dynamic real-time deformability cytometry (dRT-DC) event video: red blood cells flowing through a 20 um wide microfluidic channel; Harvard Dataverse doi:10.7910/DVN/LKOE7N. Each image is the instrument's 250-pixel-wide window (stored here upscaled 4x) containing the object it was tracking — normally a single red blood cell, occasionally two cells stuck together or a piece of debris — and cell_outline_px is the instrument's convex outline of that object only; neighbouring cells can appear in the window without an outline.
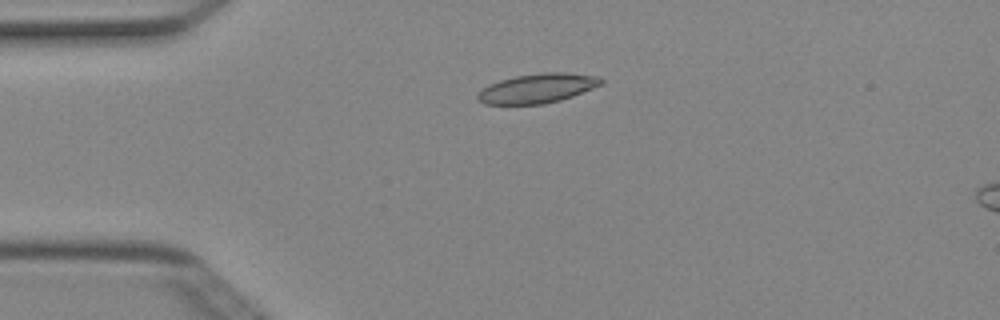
{"species": "Egyptian fruit bat (a non-hibernating species)", "species_latin": "Rousettus aegyptiacus", "temperature_condition": "cold", "stored_images_in_passage": 7, "camera_frame_rate_fps": 3000, "um_per_image_px": 0.085, "animal": {"sex": "female"}, "frame": {"image": 1, "passage_image": 4, "time_ms": 1.0, "image_size_px": [1000, 320], "cell_outline_px": [[604, 84], [572, 96], [560, 100], [544, 104], [484, 104], [476, 100], [476, 96], [488, 84], [500, 80], [516, 76], [540, 72], [564, 72], [600, 76], [604, 80]], "centroid_in_image_um": [45.71, 7.5], "position_along_channel_um": 39.3, "area_um2": 21.33}}
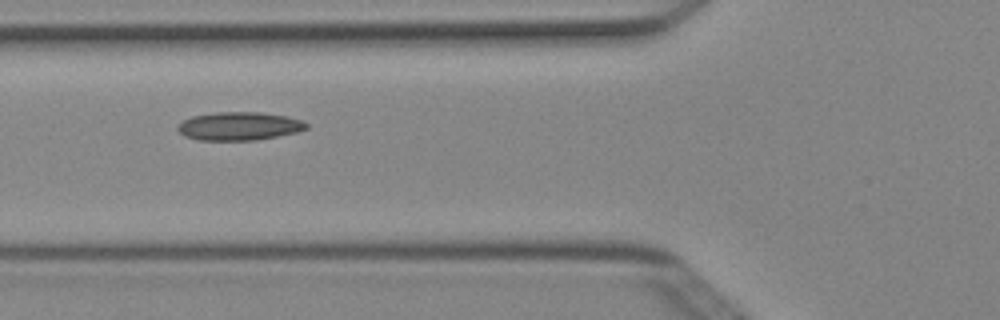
{"frame": {"image": 2, "passage_image": 6, "time_ms": 1.667, "image_size_px": [1000, 320], "cell_outline_px": [[308, 128], [296, 132], [256, 140], [200, 140], [184, 136], [176, 128], [184, 120], [192, 116], [216, 112], [260, 112], [284, 116], [300, 120], [308, 124]], "centroid_in_image_um": [20.31, 10.72], "position_along_channel_um": 105.5, "area_um2": 20.98}}
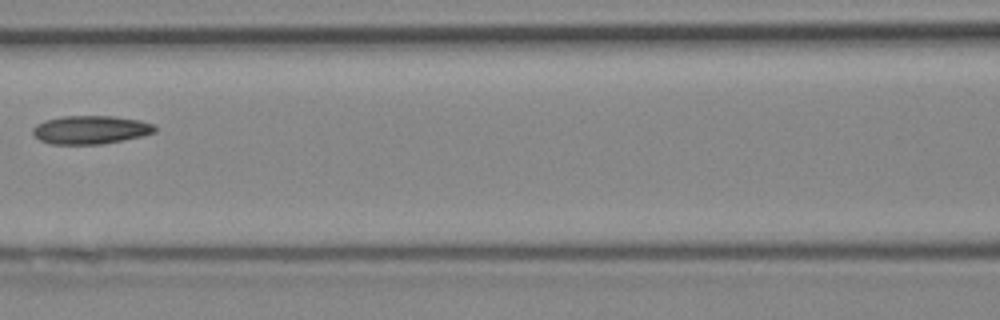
{"frame": {"image": 3, "passage_image": 7, "time_ms": 2.0, "image_size_px": [1000, 320], "cell_outline_px": [[156, 132], [144, 136], [104, 144], [52, 144], [40, 140], [32, 132], [32, 128], [36, 124], [44, 120], [64, 116], [112, 116], [140, 120], [152, 124], [156, 128]], "centroid_in_image_um": [7.71, 11.03], "position_along_channel_um": 158.9, "area_um2": 20.29}}